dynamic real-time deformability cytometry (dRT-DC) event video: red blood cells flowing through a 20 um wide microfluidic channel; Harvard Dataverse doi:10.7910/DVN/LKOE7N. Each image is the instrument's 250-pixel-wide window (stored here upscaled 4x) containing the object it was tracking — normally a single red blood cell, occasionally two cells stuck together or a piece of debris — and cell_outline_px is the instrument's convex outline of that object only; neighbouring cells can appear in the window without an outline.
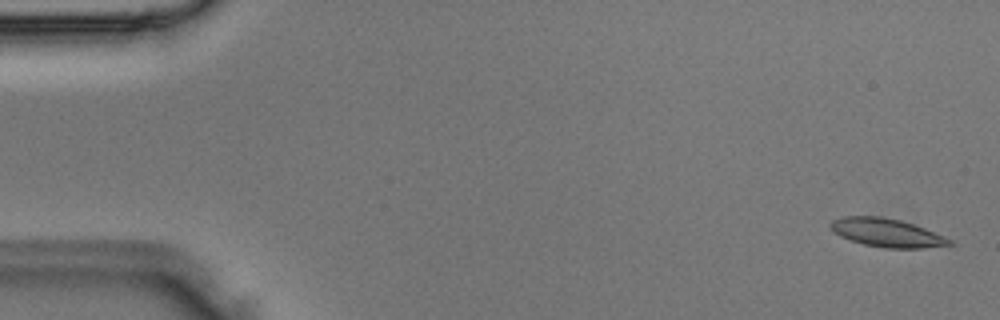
{"species": "Egyptian fruit bat (a non-hibernating species)", "species_latin": "Rousettus aegyptiacus", "temperature_condition": "room temperature", "stored_images_in_passage": 4, "camera_frame_rate_fps": 3000, "um_per_image_px": 0.085, "animal": {"sex": "male"}, "frame": {"image": 1, "passage_image": 1, "time_ms": 0.0, "image_size_px": [1000, 320], "cell_outline_px": [[956, 244], [924, 248], [884, 248], [864, 244], [840, 236], [828, 224], [832, 220], [844, 216], [884, 216], [900, 220], [924, 228], [944, 236], [952, 240]], "centroid_in_image_um": [75.4, 19.78], "position_along_channel_um": 9.6, "area_um2": 19.59}}